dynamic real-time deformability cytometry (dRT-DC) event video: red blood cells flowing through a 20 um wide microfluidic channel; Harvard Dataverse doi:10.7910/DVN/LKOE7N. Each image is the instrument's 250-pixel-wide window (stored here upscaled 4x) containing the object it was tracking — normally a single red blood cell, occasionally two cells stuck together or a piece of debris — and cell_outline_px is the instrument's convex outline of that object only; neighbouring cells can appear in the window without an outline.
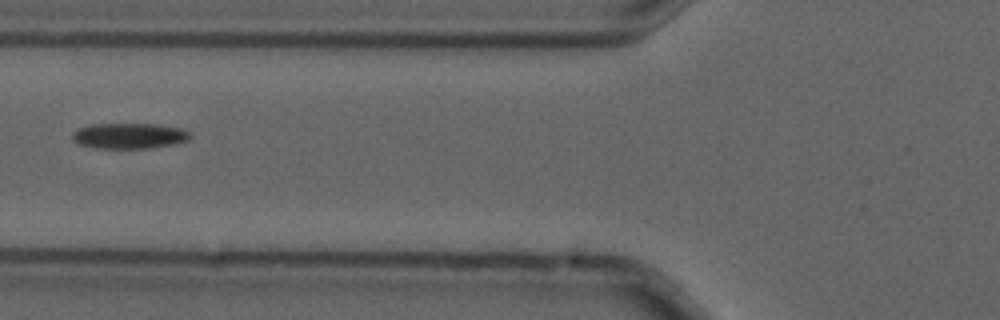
{"species": "common noctule bat (a hibernating species)", "species_latin": "Nyctalus noctula", "temperature_condition": "cold", "stored_images_in_passage": 3, "camera_frame_rate_fps": 3000, "um_per_image_px": 0.085, "animal": {"sex": "male", "forearm_length_mm": 52.5}, "frame": {"image": 1, "passage_image": 2, "time_ms": 0.333, "image_size_px": [1000, 320], "cell_outline_px": [[192, 136], [188, 140], [176, 144], [152, 148], [92, 148], [76, 144], [72, 140], [72, 132], [80, 128], [92, 124], [156, 124], [184, 128], [192, 132]], "centroid_in_image_um": [11.02, 11.55], "position_along_channel_um": 114.8, "area_um2": 17.98}}
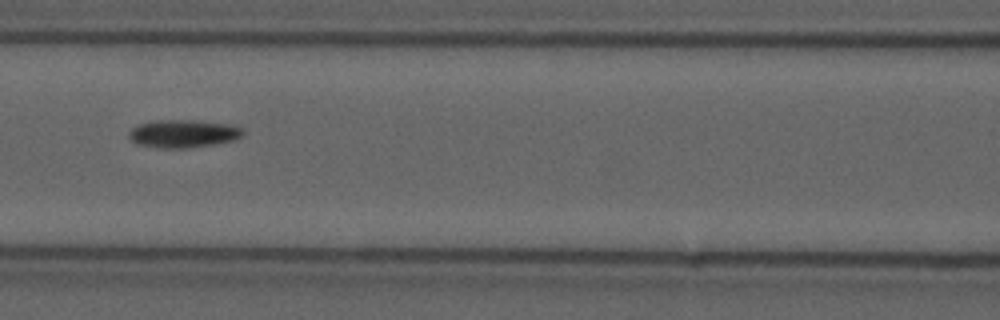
{"frame": {"image": 2, "passage_image": 3, "time_ms": 0.667, "image_size_px": [1000, 320], "cell_outline_px": [[244, 132], [240, 136], [232, 140], [212, 144], [184, 148], [164, 148], [140, 144], [132, 140], [128, 136], [128, 132], [136, 124], [156, 120], [196, 120], [232, 124], [244, 128]], "centroid_in_image_um": [15.57, 11.33], "position_along_channel_um": 151.0, "area_um2": 18.44}}